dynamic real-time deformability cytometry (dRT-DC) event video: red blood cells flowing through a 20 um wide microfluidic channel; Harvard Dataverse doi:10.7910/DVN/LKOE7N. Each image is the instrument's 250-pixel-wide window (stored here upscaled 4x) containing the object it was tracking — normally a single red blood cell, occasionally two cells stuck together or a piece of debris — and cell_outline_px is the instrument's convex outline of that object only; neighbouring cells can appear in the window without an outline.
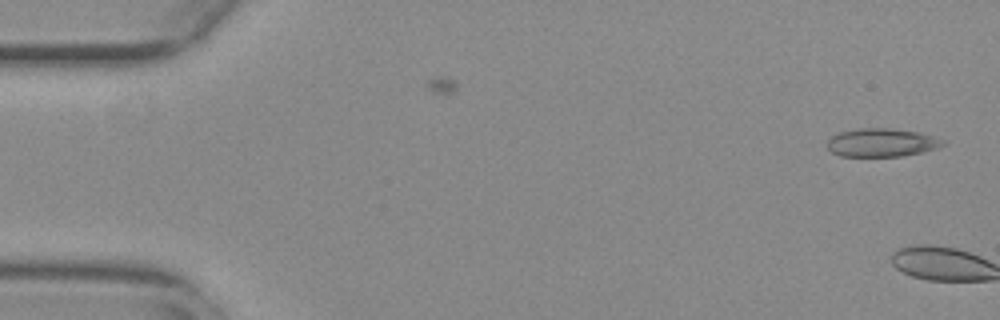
{"species": "common noctule bat (a hibernating species)", "species_latin": "Nyctalus noctula", "temperature_condition": "warm", "stored_images_in_passage": 3, "camera_frame_rate_fps": 3000, "um_per_image_px": 0.085, "animal": {"sex": "female", "body_mass_g": 29.2, "forearm_length_mm": 56.3}, "frame": {"image": 1, "passage_image": 1, "time_ms": 0.0, "image_size_px": [1000, 320], "cell_outline_px": [[948, 144], [936, 148], [920, 152], [900, 156], [840, 156], [832, 152], [828, 148], [828, 140], [832, 136], [840, 132], [856, 128], [892, 128], [920, 132], [944, 140]], "centroid_in_image_um": [74.95, 12.11], "position_along_channel_um": 10.0, "area_um2": 19.07}}